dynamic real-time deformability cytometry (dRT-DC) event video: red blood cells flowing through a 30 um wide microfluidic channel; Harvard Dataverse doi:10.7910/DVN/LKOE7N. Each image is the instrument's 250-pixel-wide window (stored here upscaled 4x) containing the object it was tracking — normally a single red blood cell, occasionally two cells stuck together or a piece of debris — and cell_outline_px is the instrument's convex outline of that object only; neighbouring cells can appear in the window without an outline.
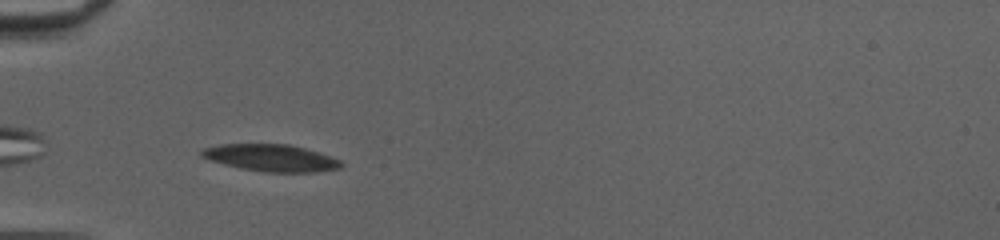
{"species": "common noctule bat (a hibernating species)", "species_latin": "Nyctalus noctula", "temperature_condition": "cold", "stored_images_in_passage": 37, "camera_frame_rate_fps": 3000, "um_per_image_px": 0.085, "animal": {"sex": "female", "body_mass_g": 20.0, "forearm_length_mm": 54.0}, "frame": {"image": 1, "passage_image": 2, "time_ms": 0.333, "image_size_px": [1000, 240], "cell_outline_px": [[344, 164], [340, 168], [312, 172], [268, 172], [244, 168], [212, 160], [200, 156], [200, 152], [204, 148], [220, 144], [288, 144], [304, 148], [340, 160]], "centroid_in_image_um": [23.05, 13.41], "position_along_channel_um": 61.9, "area_um2": 21.39}}
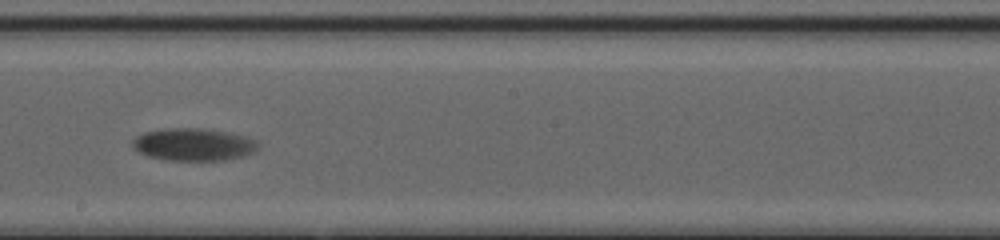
{"frame": {"image": 2, "passage_image": 16, "time_ms": 5.0, "image_size_px": [1000, 240], "cell_outline_px": [[256, 148], [240, 156], [220, 160], [168, 160], [148, 156], [140, 152], [132, 144], [132, 140], [136, 136], [144, 132], [168, 128], [200, 128], [224, 132], [244, 136], [252, 140], [256, 144]], "centroid_in_image_um": [16.34, 12.27], "position_along_channel_um": 231.9, "area_um2": 22.95}}
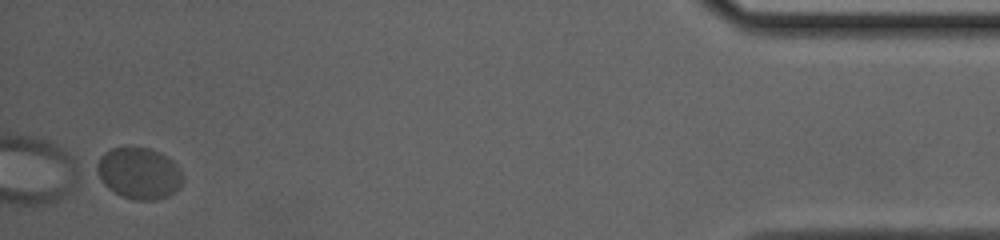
{"frame": {"image": 3, "passage_image": 37, "time_ms": 12.0, "image_size_px": [1000, 240], "cell_outline_px": [[184, 180], [180, 188], [168, 196], [156, 200], [136, 200], [120, 196], [108, 188], [100, 180], [92, 168], [100, 156], [104, 152], [112, 148], [148, 148], [160, 152], [172, 160], [180, 168], [184, 176]], "centroid_in_image_um": [11.79, 14.74], "position_along_channel_um": 423.4, "area_um2": 26.3}, "authors_computed_cell_mechanics": {"area_um2": 23.409, "velocity_mm_per_s": 3.8008, "shape_relaxation_time_tau1_ms": 4.7334, "shape_relaxation_time_tau2_ms": null, "deformation_change_tau1": 0.1214, "deformation_change_tau2": null}}